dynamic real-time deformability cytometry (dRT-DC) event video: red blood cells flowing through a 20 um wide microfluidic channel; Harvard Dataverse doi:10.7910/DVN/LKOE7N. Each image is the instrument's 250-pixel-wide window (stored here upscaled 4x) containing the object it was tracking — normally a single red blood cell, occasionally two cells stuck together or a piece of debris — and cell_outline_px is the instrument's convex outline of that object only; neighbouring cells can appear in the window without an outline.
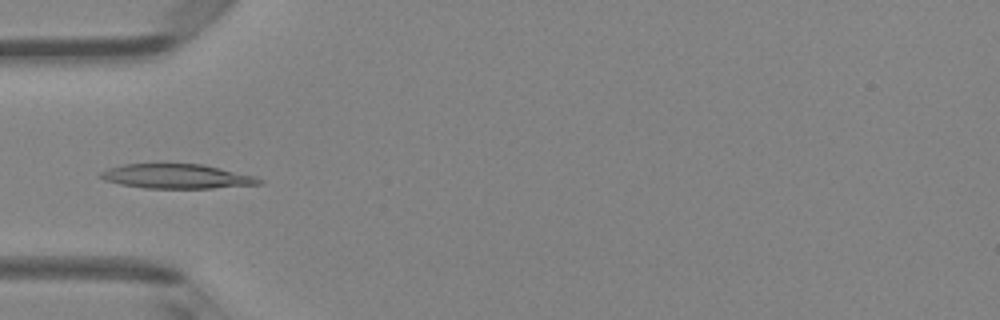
{"species": "Egyptian fruit bat (a non-hibernating species)", "species_latin": "Rousettus aegyptiacus", "temperature_condition": "room temperature", "stored_images_in_passage": 35, "camera_frame_rate_fps": 3000, "um_per_image_px": 0.085, "animal": {"sex": "female"}, "frame": {"image": 1, "passage_image": 3, "time_ms": 0.667, "image_size_px": [1000, 320], "cell_outline_px": [[264, 184], [212, 188], [144, 188], [120, 184], [104, 180], [96, 176], [100, 172], [108, 168], [124, 164], [204, 164], [256, 176], [264, 180]], "centroid_in_image_um": [15.04, 14.99], "position_along_channel_um": 70.0, "area_um2": 22.83}}
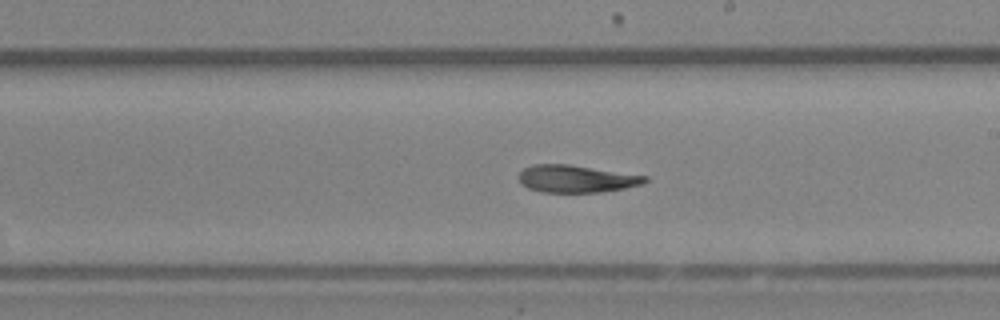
{"frame": {"image": 2, "passage_image": 15, "time_ms": 4.667, "image_size_px": [1000, 320], "cell_outline_px": [[648, 180], [644, 184], [624, 188], [600, 192], [540, 192], [528, 188], [520, 184], [516, 176], [524, 168], [532, 164], [568, 164], [648, 176]], "centroid_in_image_um": [48.94, 15.2], "position_along_channel_um": 240.1, "area_um2": 20.29}}
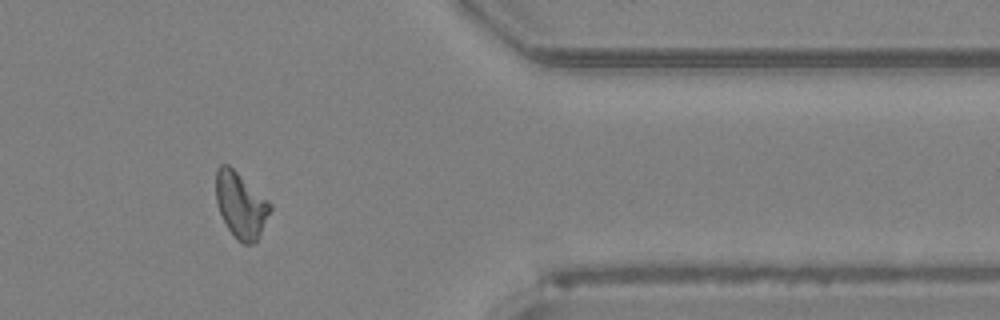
{"frame": {"image": 3, "passage_image": 27, "time_ms": 8.667, "image_size_px": [1000, 320], "cell_outline_px": [[272, 208], [260, 236], [252, 244], [244, 244], [228, 228], [220, 212], [216, 200], [216, 172], [220, 164], [228, 164], [268, 200], [272, 204]], "centroid_in_image_um": [20.48, 17.42], "position_along_channel_um": 390.9, "area_um2": 20.4}, "authors_computed_cell_mechanics": {"area_um2": 20.6924, "velocity_mm_per_s": 4.2591, "shape_relaxation_time_tau1_ms": null, "shape_relaxation_time_tau2_ms": 2.1601, "deformation_change_tau1": null, "deformation_change_tau2": 0.0818}}